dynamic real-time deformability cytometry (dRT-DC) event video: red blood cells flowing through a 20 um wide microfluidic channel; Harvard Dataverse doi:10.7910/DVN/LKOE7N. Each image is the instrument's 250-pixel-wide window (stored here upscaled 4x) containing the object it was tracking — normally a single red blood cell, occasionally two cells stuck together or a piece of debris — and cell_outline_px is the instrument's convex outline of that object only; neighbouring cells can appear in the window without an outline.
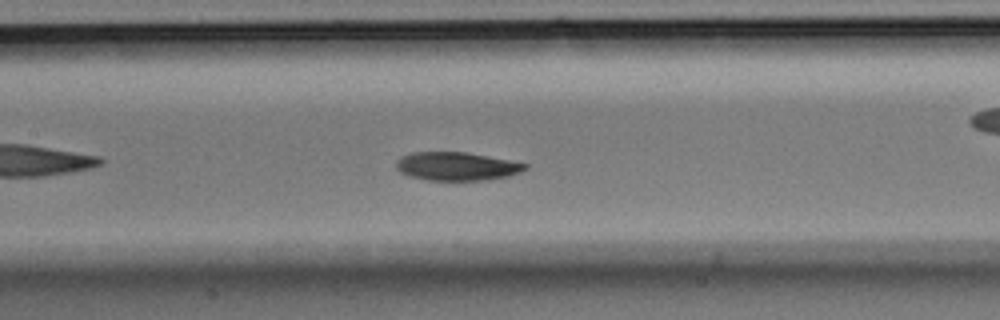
{"species": "Egyptian fruit bat (a non-hibernating species)", "species_latin": "Rousettus aegyptiacus", "temperature_condition": "room temperature", "stored_images_in_passage": 44, "camera_frame_rate_fps": 3000, "um_per_image_px": 0.085, "animal": {"sex": "male"}, "frame": {"image": 1, "passage_image": 19, "time_ms": 6.0, "image_size_px": [1000, 320], "cell_outline_px": [[528, 168], [520, 172], [508, 176], [488, 180], [428, 180], [408, 176], [400, 172], [396, 168], [396, 160], [400, 156], [412, 152], [464, 152], [508, 160], [528, 164]], "centroid_in_image_um": [38.78, 14.14], "position_along_channel_um": 168.6, "area_um2": 21.33}}